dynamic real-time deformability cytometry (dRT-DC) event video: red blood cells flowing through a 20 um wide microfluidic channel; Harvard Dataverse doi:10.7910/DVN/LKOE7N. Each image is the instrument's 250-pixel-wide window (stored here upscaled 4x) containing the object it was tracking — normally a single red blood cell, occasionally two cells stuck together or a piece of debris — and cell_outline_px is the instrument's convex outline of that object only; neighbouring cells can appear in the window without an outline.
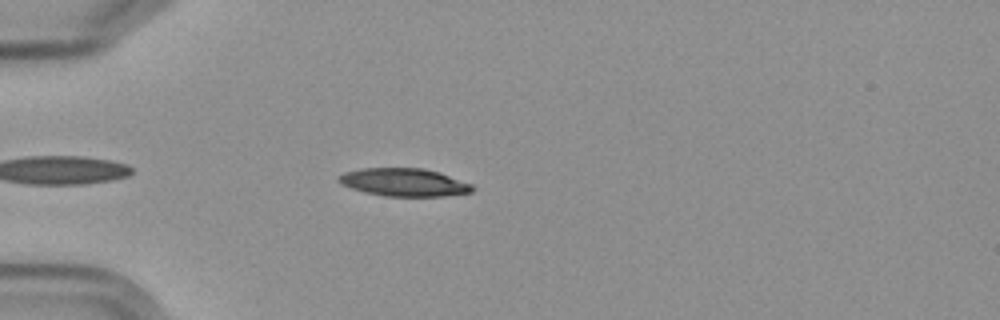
{"species": "Egyptian fruit bat (a non-hibernating species)", "species_latin": "Rousettus aegyptiacus", "temperature_condition": "cold", "stored_images_in_passage": 7, "camera_frame_rate_fps": 3000, "um_per_image_px": 0.085, "frame": {"image": 1, "passage_image": 4, "time_ms": 3.333, "image_size_px": [1000, 320], "cell_outline_px": [[476, 188], [472, 192], [444, 196], [384, 196], [364, 192], [340, 184], [336, 180], [336, 176], [344, 172], [364, 168], [424, 168], [440, 172], [472, 184]], "centroid_in_image_um": [34.33, 15.49], "position_along_channel_um": 50.7, "area_um2": 21.96}}
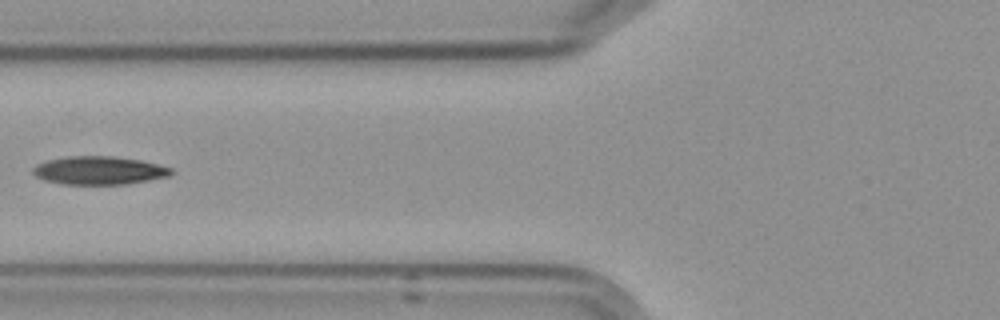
{"frame": {"image": 2, "passage_image": 6, "time_ms": 5.667, "image_size_px": [1000, 320], "cell_outline_px": [[172, 172], [168, 176], [128, 184], [60, 184], [44, 180], [36, 176], [32, 172], [32, 168], [36, 164], [48, 160], [68, 156], [112, 156], [140, 160], [172, 168]], "centroid_in_image_um": [8.38, 14.49], "position_along_channel_um": 117.4, "area_um2": 22.66}}
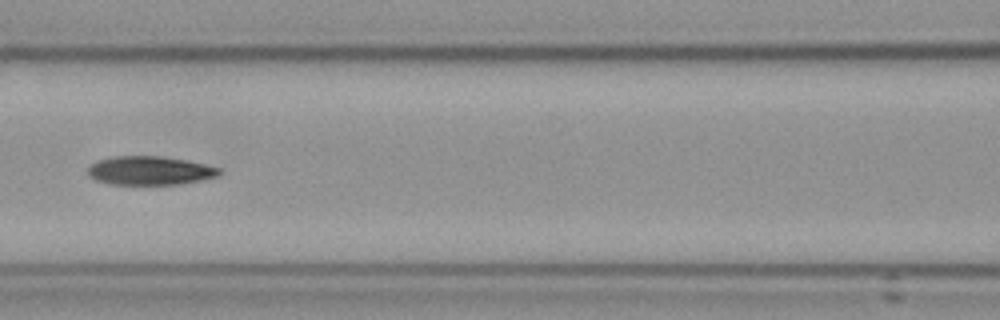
{"frame": {"image": 3, "passage_image": 7, "time_ms": 6.667, "image_size_px": [1000, 320], "cell_outline_px": [[220, 172], [216, 176], [200, 180], [176, 184], [108, 184], [96, 180], [88, 176], [88, 168], [96, 160], [112, 156], [156, 156], [184, 160], [220, 168]], "centroid_in_image_um": [12.65, 14.5], "position_along_channel_um": 153.9, "area_um2": 21.68}}